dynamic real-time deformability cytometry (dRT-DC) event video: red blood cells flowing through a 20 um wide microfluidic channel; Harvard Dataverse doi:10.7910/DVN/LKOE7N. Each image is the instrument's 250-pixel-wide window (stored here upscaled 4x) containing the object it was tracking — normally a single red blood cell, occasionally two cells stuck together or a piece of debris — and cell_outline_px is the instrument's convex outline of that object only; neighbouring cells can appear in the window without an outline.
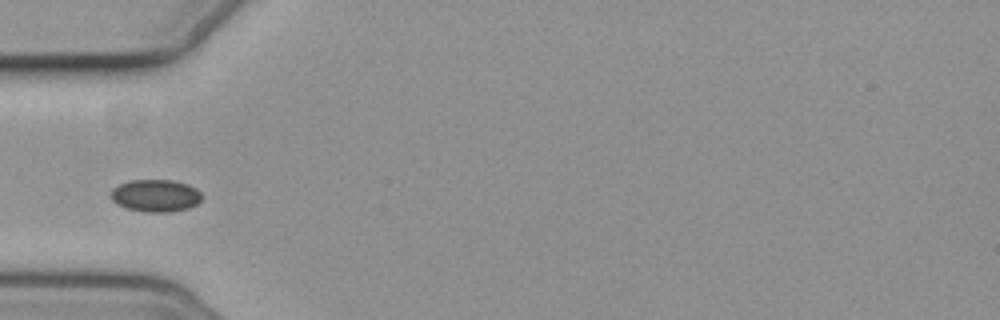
{"species": "common noctule bat (a hibernating species)", "species_latin": "Nyctalus noctula", "temperature_condition": "cold", "stored_images_in_passage": 7, "camera_frame_rate_fps": 3000, "um_per_image_px": 0.085, "animal": {"sex": "female", "body_mass_g": 19.3, "forearm_length_mm": 54.1}, "frame": {"image": 1, "passage_image": 5, "time_ms": 4.667, "image_size_px": [1000, 320], "cell_outline_px": [[200, 200], [196, 204], [188, 208], [172, 212], [144, 212], [128, 208], [116, 204], [112, 200], [112, 188], [128, 180], [172, 180], [188, 184], [196, 188], [200, 192]], "centroid_in_image_um": [13.22, 16.62], "position_along_channel_um": 71.8, "area_um2": 17.11}}
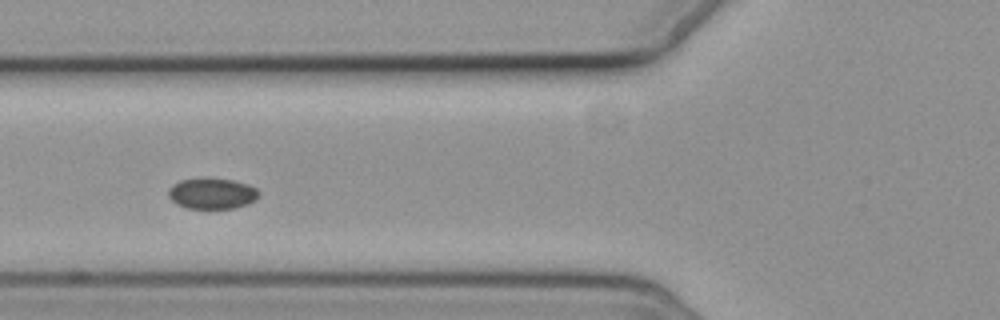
{"frame": {"image": 2, "passage_image": 6, "time_ms": 5.667, "image_size_px": [1000, 320], "cell_outline_px": [[260, 196], [256, 200], [248, 204], [236, 208], [188, 208], [176, 204], [168, 196], [168, 188], [172, 184], [180, 180], [232, 180], [248, 184], [256, 188], [260, 192]], "centroid_in_image_um": [18.05, 16.48], "position_along_channel_um": 107.7, "area_um2": 16.01}}
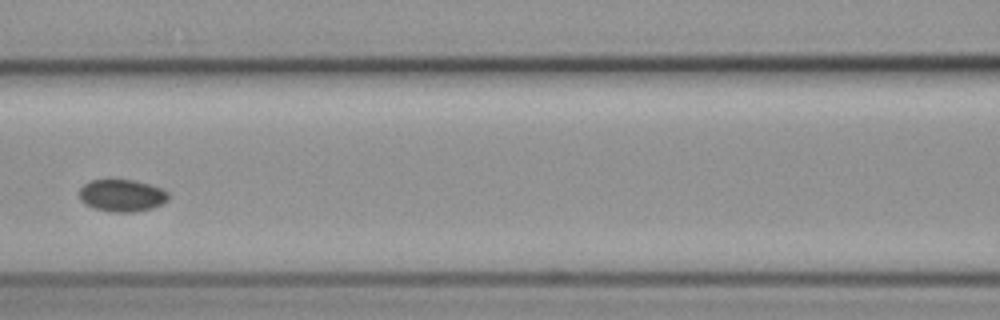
{"frame": {"image": 3, "passage_image": 7, "time_ms": 7.0, "image_size_px": [1000, 320], "cell_outline_px": [[168, 200], [164, 204], [152, 208], [136, 212], [112, 212], [96, 208], [84, 204], [80, 200], [76, 192], [88, 180], [136, 180], [164, 188], [168, 192]], "centroid_in_image_um": [10.36, 16.61], "position_along_channel_um": 156.2, "area_um2": 17.11}}